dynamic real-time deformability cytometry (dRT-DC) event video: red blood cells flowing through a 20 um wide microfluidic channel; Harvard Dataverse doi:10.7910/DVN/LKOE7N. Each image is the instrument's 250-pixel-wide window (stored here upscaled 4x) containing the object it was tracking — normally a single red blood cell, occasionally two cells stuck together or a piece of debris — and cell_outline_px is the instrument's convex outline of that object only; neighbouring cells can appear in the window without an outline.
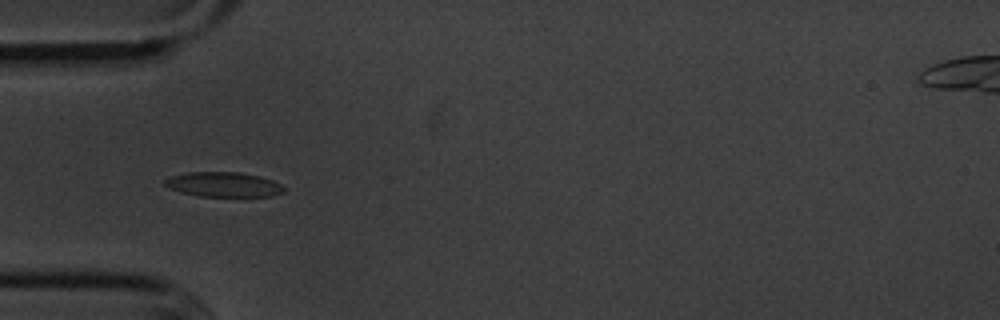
{"species": "common noctule bat (a hibernating species)", "species_latin": "Nyctalus noctula", "temperature_condition": "cold", "stored_images_in_passage": 15, "camera_frame_rate_fps": 3000, "um_per_image_px": 0.085, "animal": {"sex": "male", "body_mass_g": 20.1, "forearm_length_mm": 53.5}, "frame": {"image": 1, "passage_image": 5, "time_ms": 5.333, "image_size_px": [1000, 320], "cell_outline_px": [[288, 188], [284, 192], [272, 196], [200, 196], [180, 192], [168, 188], [164, 184], [164, 180], [168, 176], [188, 172], [236, 172], [260, 176], [272, 180]], "centroid_in_image_um": [18.99, 15.68], "position_along_channel_um": 66.0, "area_um2": 17.34}}
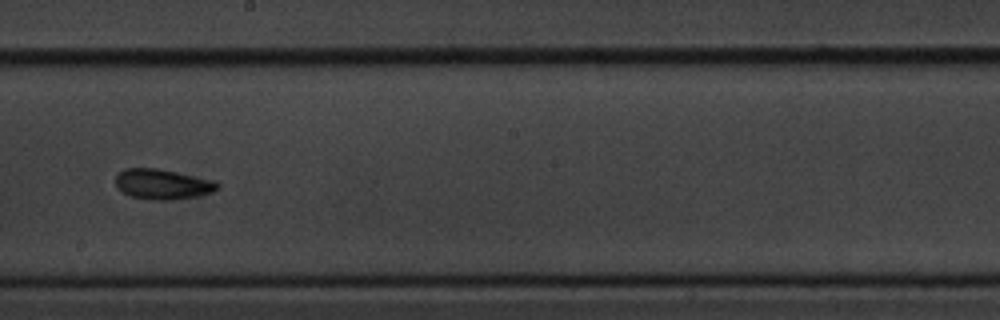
{"frame": {"image": 2, "passage_image": 9, "time_ms": 10.0, "image_size_px": [1000, 320], "cell_outline_px": [[220, 188], [212, 192], [196, 196], [172, 200], [148, 200], [132, 196], [116, 188], [116, 176], [124, 168], [156, 168], [216, 180], [220, 184]], "centroid_in_image_um": [13.84, 15.66], "position_along_channel_um": 234.4, "area_um2": 18.03}}
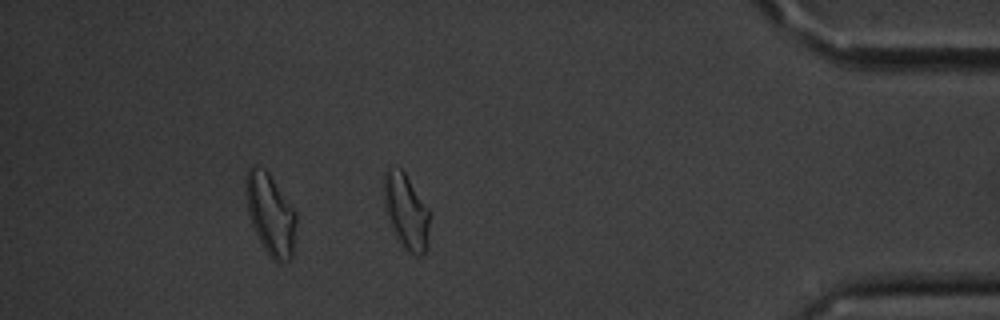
{"frame": {"image": 3, "passage_image": 14, "time_ms": 15.667, "image_size_px": [1000, 320], "cell_outline_px": [[428, 244], [424, 252], [420, 256], [416, 256], [400, 240], [392, 228], [384, 208], [384, 172], [388, 168], [400, 168], [404, 172], [428, 208]], "centroid_in_image_um": [34.51, 17.93], "position_along_channel_um": 400.7, "area_um2": 19.36}, "authors_computed_cell_mechanics": {"area_um2": 18.0336, "velocity_mm_per_s": 3.6099, "shape_relaxation_time_tau1_ms": 4.7186, "shape_relaxation_time_tau2_ms": 2.3617, "deformation_change_tau1": 0.0953, "deformation_change_tau2": 0.0713}}